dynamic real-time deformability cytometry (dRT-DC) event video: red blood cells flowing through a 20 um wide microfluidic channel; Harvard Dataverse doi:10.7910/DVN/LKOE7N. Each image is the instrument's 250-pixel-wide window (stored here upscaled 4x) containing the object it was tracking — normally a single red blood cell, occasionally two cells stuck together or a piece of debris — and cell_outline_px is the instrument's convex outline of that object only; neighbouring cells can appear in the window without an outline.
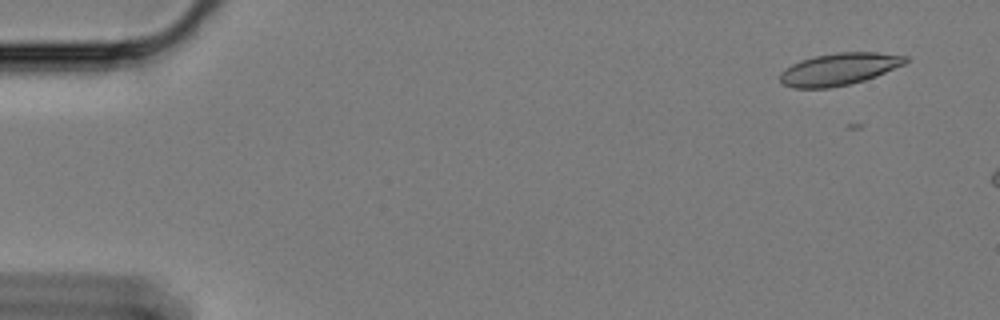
{"species": "Egyptian fruit bat (a non-hibernating species)", "species_latin": "Rousettus aegyptiacus", "temperature_condition": "cold", "stored_images_in_passage": 9, "camera_frame_rate_fps": 3000, "um_per_image_px": 0.085, "animal": {"sex": "female"}, "frame": {"image": 1, "passage_image": 3, "time_ms": 0.667, "image_size_px": [1000, 320], "cell_outline_px": [[908, 60], [904, 64], [876, 76], [864, 80], [848, 84], [828, 88], [792, 88], [784, 84], [780, 80], [780, 72], [792, 64], [800, 60], [816, 56], [836, 52], [876, 52], [908, 56]], "centroid_in_image_um": [71.31, 5.87], "position_along_channel_um": 13.7, "area_um2": 23.35}}